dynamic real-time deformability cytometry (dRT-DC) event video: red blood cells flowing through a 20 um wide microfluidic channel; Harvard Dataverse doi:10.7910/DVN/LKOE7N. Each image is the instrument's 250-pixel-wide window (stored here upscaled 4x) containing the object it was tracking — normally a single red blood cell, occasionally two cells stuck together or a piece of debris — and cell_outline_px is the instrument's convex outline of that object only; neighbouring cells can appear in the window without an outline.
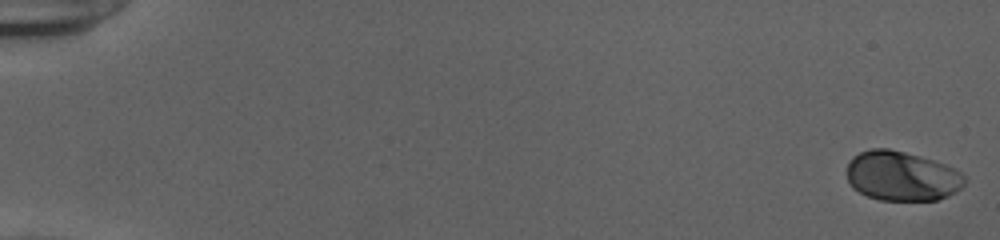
{"species": "human", "species_latin": "Homo sapiens", "temperature_condition": "cold", "stored_images_in_passage": 54, "camera_frame_rate_fps": 3000, "um_per_image_px": 0.085, "donor": {"sex": "female"}, "frame": {"image": 1, "passage_image": 1, "time_ms": 0.0, "image_size_px": [1000, 240], "cell_outline_px": [[968, 180], [956, 192], [948, 196], [936, 200], [880, 200], [868, 196], [852, 188], [848, 180], [848, 164], [852, 156], [860, 152], [872, 148], [888, 148], [904, 152], [932, 160], [956, 168]], "centroid_in_image_um": [76.66, 14.97], "position_along_channel_um": 8.3, "area_um2": 34.04}}
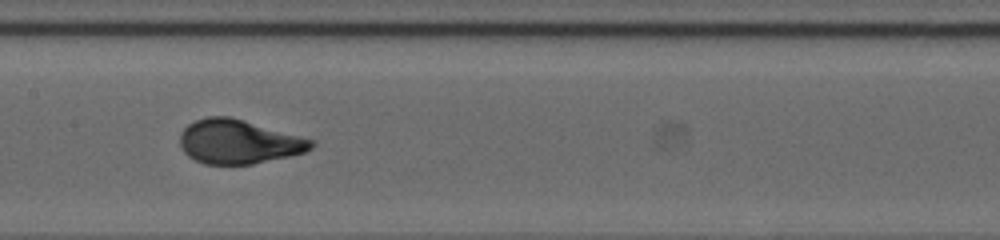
{"frame": {"image": 2, "passage_image": 29, "time_ms": 9.333, "image_size_px": [1000, 240], "cell_outline_px": [[316, 144], [312, 148], [304, 152], [288, 156], [252, 164], [204, 164], [188, 156], [180, 148], [180, 132], [188, 124], [196, 120], [208, 116], [228, 116], [316, 140]], "centroid_in_image_um": [20.27, 12.05], "position_along_channel_um": 187.1, "area_um2": 33.64}}
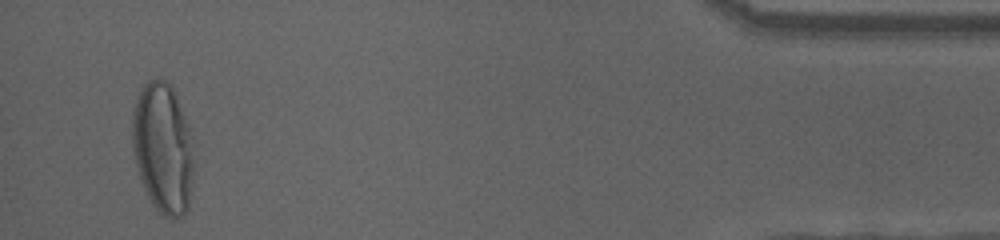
{"frame": {"image": 3, "passage_image": 52, "time_ms": 17.0, "image_size_px": [1000, 240], "cell_outline_px": [[196, 144], [192, 184], [188, 208], [176, 220], [172, 220], [164, 216], [152, 204], [144, 188], [136, 164], [132, 148], [132, 108], [144, 84], [148, 80], [156, 76], [160, 76], [172, 84]], "centroid_in_image_um": [13.88, 12.54], "position_along_channel_um": 421.3, "area_um2": 48.03}, "authors_computed_cell_mechanics": {"area_um2": 33.7263, "velocity_mm_per_s": 3.8922, "shape_relaxation_time_tau1_ms": 4.487, "shape_relaxation_time_tau2_ms": null, "deformation_change_tau1": 0.1995, "deformation_change_tau2": null}}